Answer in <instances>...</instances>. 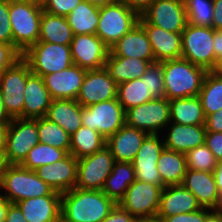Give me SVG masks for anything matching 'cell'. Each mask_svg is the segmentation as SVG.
Returning a JSON list of instances; mask_svg holds the SVG:
<instances>
[{
    "instance_id": "1",
    "label": "cell",
    "mask_w": 222,
    "mask_h": 222,
    "mask_svg": "<svg viewBox=\"0 0 222 222\" xmlns=\"http://www.w3.org/2000/svg\"><path fill=\"white\" fill-rule=\"evenodd\" d=\"M115 205L102 190L74 187L61 194V222H102Z\"/></svg>"
},
{
    "instance_id": "2",
    "label": "cell",
    "mask_w": 222,
    "mask_h": 222,
    "mask_svg": "<svg viewBox=\"0 0 222 222\" xmlns=\"http://www.w3.org/2000/svg\"><path fill=\"white\" fill-rule=\"evenodd\" d=\"M162 70L168 100L198 96L208 73L183 58L162 61Z\"/></svg>"
},
{
    "instance_id": "3",
    "label": "cell",
    "mask_w": 222,
    "mask_h": 222,
    "mask_svg": "<svg viewBox=\"0 0 222 222\" xmlns=\"http://www.w3.org/2000/svg\"><path fill=\"white\" fill-rule=\"evenodd\" d=\"M1 190H4L2 194ZM54 190L37 176L35 171L20 165L5 166L0 185L1 196L10 203H17L32 197L50 195Z\"/></svg>"
},
{
    "instance_id": "4",
    "label": "cell",
    "mask_w": 222,
    "mask_h": 222,
    "mask_svg": "<svg viewBox=\"0 0 222 222\" xmlns=\"http://www.w3.org/2000/svg\"><path fill=\"white\" fill-rule=\"evenodd\" d=\"M42 13L43 8L32 1L9 2L13 46L21 54L38 42Z\"/></svg>"
},
{
    "instance_id": "5",
    "label": "cell",
    "mask_w": 222,
    "mask_h": 222,
    "mask_svg": "<svg viewBox=\"0 0 222 222\" xmlns=\"http://www.w3.org/2000/svg\"><path fill=\"white\" fill-rule=\"evenodd\" d=\"M22 58L29 64L31 72L38 76L62 71L74 64L70 45L38 41L31 45Z\"/></svg>"
},
{
    "instance_id": "6",
    "label": "cell",
    "mask_w": 222,
    "mask_h": 222,
    "mask_svg": "<svg viewBox=\"0 0 222 222\" xmlns=\"http://www.w3.org/2000/svg\"><path fill=\"white\" fill-rule=\"evenodd\" d=\"M139 19L138 13L123 2L116 1L100 7L99 23L95 34L110 48L130 31Z\"/></svg>"
},
{
    "instance_id": "7",
    "label": "cell",
    "mask_w": 222,
    "mask_h": 222,
    "mask_svg": "<svg viewBox=\"0 0 222 222\" xmlns=\"http://www.w3.org/2000/svg\"><path fill=\"white\" fill-rule=\"evenodd\" d=\"M181 34V58L190 61L193 65L211 71L217 61L212 46L214 29L188 23Z\"/></svg>"
},
{
    "instance_id": "8",
    "label": "cell",
    "mask_w": 222,
    "mask_h": 222,
    "mask_svg": "<svg viewBox=\"0 0 222 222\" xmlns=\"http://www.w3.org/2000/svg\"><path fill=\"white\" fill-rule=\"evenodd\" d=\"M31 74L30 66L23 58L0 74V91L11 118H23L24 89Z\"/></svg>"
},
{
    "instance_id": "9",
    "label": "cell",
    "mask_w": 222,
    "mask_h": 222,
    "mask_svg": "<svg viewBox=\"0 0 222 222\" xmlns=\"http://www.w3.org/2000/svg\"><path fill=\"white\" fill-rule=\"evenodd\" d=\"M82 126L99 132L105 139L126 124L125 110L117 98L82 106Z\"/></svg>"
},
{
    "instance_id": "10",
    "label": "cell",
    "mask_w": 222,
    "mask_h": 222,
    "mask_svg": "<svg viewBox=\"0 0 222 222\" xmlns=\"http://www.w3.org/2000/svg\"><path fill=\"white\" fill-rule=\"evenodd\" d=\"M38 143L37 118H12L7 131L6 164L20 165Z\"/></svg>"
},
{
    "instance_id": "11",
    "label": "cell",
    "mask_w": 222,
    "mask_h": 222,
    "mask_svg": "<svg viewBox=\"0 0 222 222\" xmlns=\"http://www.w3.org/2000/svg\"><path fill=\"white\" fill-rule=\"evenodd\" d=\"M125 120L126 125L147 134H159L171 122L169 100L162 97L129 108L125 111Z\"/></svg>"
},
{
    "instance_id": "12",
    "label": "cell",
    "mask_w": 222,
    "mask_h": 222,
    "mask_svg": "<svg viewBox=\"0 0 222 222\" xmlns=\"http://www.w3.org/2000/svg\"><path fill=\"white\" fill-rule=\"evenodd\" d=\"M163 187L135 180L130 184L118 205L139 221L156 217Z\"/></svg>"
},
{
    "instance_id": "13",
    "label": "cell",
    "mask_w": 222,
    "mask_h": 222,
    "mask_svg": "<svg viewBox=\"0 0 222 222\" xmlns=\"http://www.w3.org/2000/svg\"><path fill=\"white\" fill-rule=\"evenodd\" d=\"M76 188L102 190L107 177L111 174L115 158L111 150L105 146L100 151L77 159Z\"/></svg>"
},
{
    "instance_id": "14",
    "label": "cell",
    "mask_w": 222,
    "mask_h": 222,
    "mask_svg": "<svg viewBox=\"0 0 222 222\" xmlns=\"http://www.w3.org/2000/svg\"><path fill=\"white\" fill-rule=\"evenodd\" d=\"M140 24H151L162 29L182 33L188 24L183 0H156L141 15Z\"/></svg>"
},
{
    "instance_id": "15",
    "label": "cell",
    "mask_w": 222,
    "mask_h": 222,
    "mask_svg": "<svg viewBox=\"0 0 222 222\" xmlns=\"http://www.w3.org/2000/svg\"><path fill=\"white\" fill-rule=\"evenodd\" d=\"M160 136V134H148L146 136L132 161V165L136 180L159 185L164 188L165 185L156 167L160 154L165 148L164 141Z\"/></svg>"
},
{
    "instance_id": "16",
    "label": "cell",
    "mask_w": 222,
    "mask_h": 222,
    "mask_svg": "<svg viewBox=\"0 0 222 222\" xmlns=\"http://www.w3.org/2000/svg\"><path fill=\"white\" fill-rule=\"evenodd\" d=\"M72 60L85 70L105 67L110 48L96 34L74 35L70 44Z\"/></svg>"
},
{
    "instance_id": "17",
    "label": "cell",
    "mask_w": 222,
    "mask_h": 222,
    "mask_svg": "<svg viewBox=\"0 0 222 222\" xmlns=\"http://www.w3.org/2000/svg\"><path fill=\"white\" fill-rule=\"evenodd\" d=\"M117 98V83L104 68L86 70L83 84L76 100L82 106Z\"/></svg>"
},
{
    "instance_id": "18",
    "label": "cell",
    "mask_w": 222,
    "mask_h": 222,
    "mask_svg": "<svg viewBox=\"0 0 222 222\" xmlns=\"http://www.w3.org/2000/svg\"><path fill=\"white\" fill-rule=\"evenodd\" d=\"M77 171V159L69 153L65 158L54 164L39 167L35 170V173L54 191L62 194L76 186Z\"/></svg>"
},
{
    "instance_id": "19",
    "label": "cell",
    "mask_w": 222,
    "mask_h": 222,
    "mask_svg": "<svg viewBox=\"0 0 222 222\" xmlns=\"http://www.w3.org/2000/svg\"><path fill=\"white\" fill-rule=\"evenodd\" d=\"M85 74V69L73 64L62 71L43 75L42 78L52 99L76 100Z\"/></svg>"
},
{
    "instance_id": "20",
    "label": "cell",
    "mask_w": 222,
    "mask_h": 222,
    "mask_svg": "<svg viewBox=\"0 0 222 222\" xmlns=\"http://www.w3.org/2000/svg\"><path fill=\"white\" fill-rule=\"evenodd\" d=\"M182 185L192 192L202 207L220 209L222 199L213 172L187 169Z\"/></svg>"
},
{
    "instance_id": "21",
    "label": "cell",
    "mask_w": 222,
    "mask_h": 222,
    "mask_svg": "<svg viewBox=\"0 0 222 222\" xmlns=\"http://www.w3.org/2000/svg\"><path fill=\"white\" fill-rule=\"evenodd\" d=\"M203 207L183 185L165 186L162 189L156 217L164 219L182 213L198 211Z\"/></svg>"
},
{
    "instance_id": "22",
    "label": "cell",
    "mask_w": 222,
    "mask_h": 222,
    "mask_svg": "<svg viewBox=\"0 0 222 222\" xmlns=\"http://www.w3.org/2000/svg\"><path fill=\"white\" fill-rule=\"evenodd\" d=\"M28 222H61V194L32 197L16 203Z\"/></svg>"
},
{
    "instance_id": "23",
    "label": "cell",
    "mask_w": 222,
    "mask_h": 222,
    "mask_svg": "<svg viewBox=\"0 0 222 222\" xmlns=\"http://www.w3.org/2000/svg\"><path fill=\"white\" fill-rule=\"evenodd\" d=\"M109 53L116 57H133L155 62L148 35L139 22L110 47Z\"/></svg>"
},
{
    "instance_id": "24",
    "label": "cell",
    "mask_w": 222,
    "mask_h": 222,
    "mask_svg": "<svg viewBox=\"0 0 222 222\" xmlns=\"http://www.w3.org/2000/svg\"><path fill=\"white\" fill-rule=\"evenodd\" d=\"M172 123V124H171ZM166 138H163L166 149L187 153L198 146L205 144V125H183L170 122Z\"/></svg>"
},
{
    "instance_id": "25",
    "label": "cell",
    "mask_w": 222,
    "mask_h": 222,
    "mask_svg": "<svg viewBox=\"0 0 222 222\" xmlns=\"http://www.w3.org/2000/svg\"><path fill=\"white\" fill-rule=\"evenodd\" d=\"M148 134L128 125H123L107 139L106 146L111 150L115 161L132 162Z\"/></svg>"
},
{
    "instance_id": "26",
    "label": "cell",
    "mask_w": 222,
    "mask_h": 222,
    "mask_svg": "<svg viewBox=\"0 0 222 222\" xmlns=\"http://www.w3.org/2000/svg\"><path fill=\"white\" fill-rule=\"evenodd\" d=\"M150 41L155 61L179 59L182 54V34L169 32L151 24H141Z\"/></svg>"
},
{
    "instance_id": "27",
    "label": "cell",
    "mask_w": 222,
    "mask_h": 222,
    "mask_svg": "<svg viewBox=\"0 0 222 222\" xmlns=\"http://www.w3.org/2000/svg\"><path fill=\"white\" fill-rule=\"evenodd\" d=\"M52 98L41 76L31 74L24 89L23 118H40L47 114Z\"/></svg>"
},
{
    "instance_id": "28",
    "label": "cell",
    "mask_w": 222,
    "mask_h": 222,
    "mask_svg": "<svg viewBox=\"0 0 222 222\" xmlns=\"http://www.w3.org/2000/svg\"><path fill=\"white\" fill-rule=\"evenodd\" d=\"M45 117L71 135L82 126V105L73 99H53Z\"/></svg>"
},
{
    "instance_id": "29",
    "label": "cell",
    "mask_w": 222,
    "mask_h": 222,
    "mask_svg": "<svg viewBox=\"0 0 222 222\" xmlns=\"http://www.w3.org/2000/svg\"><path fill=\"white\" fill-rule=\"evenodd\" d=\"M151 62L133 57H116L108 54L105 69L117 85L140 78Z\"/></svg>"
},
{
    "instance_id": "30",
    "label": "cell",
    "mask_w": 222,
    "mask_h": 222,
    "mask_svg": "<svg viewBox=\"0 0 222 222\" xmlns=\"http://www.w3.org/2000/svg\"><path fill=\"white\" fill-rule=\"evenodd\" d=\"M156 167L165 186L182 185L187 170L186 154L164 148Z\"/></svg>"
},
{
    "instance_id": "31",
    "label": "cell",
    "mask_w": 222,
    "mask_h": 222,
    "mask_svg": "<svg viewBox=\"0 0 222 222\" xmlns=\"http://www.w3.org/2000/svg\"><path fill=\"white\" fill-rule=\"evenodd\" d=\"M170 120L183 125H205L204 114L200 98L189 97L169 100Z\"/></svg>"
},
{
    "instance_id": "32",
    "label": "cell",
    "mask_w": 222,
    "mask_h": 222,
    "mask_svg": "<svg viewBox=\"0 0 222 222\" xmlns=\"http://www.w3.org/2000/svg\"><path fill=\"white\" fill-rule=\"evenodd\" d=\"M73 36L66 17L54 15L43 10L38 41L70 45Z\"/></svg>"
},
{
    "instance_id": "33",
    "label": "cell",
    "mask_w": 222,
    "mask_h": 222,
    "mask_svg": "<svg viewBox=\"0 0 222 222\" xmlns=\"http://www.w3.org/2000/svg\"><path fill=\"white\" fill-rule=\"evenodd\" d=\"M135 180V171L132 162L116 161L102 191L108 198L118 204L124 197L130 184Z\"/></svg>"
},
{
    "instance_id": "34",
    "label": "cell",
    "mask_w": 222,
    "mask_h": 222,
    "mask_svg": "<svg viewBox=\"0 0 222 222\" xmlns=\"http://www.w3.org/2000/svg\"><path fill=\"white\" fill-rule=\"evenodd\" d=\"M100 7L81 1L66 17L73 35L95 34L99 23Z\"/></svg>"
},
{
    "instance_id": "35",
    "label": "cell",
    "mask_w": 222,
    "mask_h": 222,
    "mask_svg": "<svg viewBox=\"0 0 222 222\" xmlns=\"http://www.w3.org/2000/svg\"><path fill=\"white\" fill-rule=\"evenodd\" d=\"M105 139L99 132L81 126L71 134L70 151L76 159L92 155L106 146Z\"/></svg>"
},
{
    "instance_id": "36",
    "label": "cell",
    "mask_w": 222,
    "mask_h": 222,
    "mask_svg": "<svg viewBox=\"0 0 222 222\" xmlns=\"http://www.w3.org/2000/svg\"><path fill=\"white\" fill-rule=\"evenodd\" d=\"M117 100L126 111L153 100L146 86V74L140 78L117 85Z\"/></svg>"
},
{
    "instance_id": "37",
    "label": "cell",
    "mask_w": 222,
    "mask_h": 222,
    "mask_svg": "<svg viewBox=\"0 0 222 222\" xmlns=\"http://www.w3.org/2000/svg\"><path fill=\"white\" fill-rule=\"evenodd\" d=\"M202 108L205 116L217 112L222 108V77L211 71L206 74L202 88L199 92Z\"/></svg>"
},
{
    "instance_id": "38",
    "label": "cell",
    "mask_w": 222,
    "mask_h": 222,
    "mask_svg": "<svg viewBox=\"0 0 222 222\" xmlns=\"http://www.w3.org/2000/svg\"><path fill=\"white\" fill-rule=\"evenodd\" d=\"M67 155L68 153L65 150L39 142L29 151L20 166L35 171L39 167L54 164Z\"/></svg>"
},
{
    "instance_id": "39",
    "label": "cell",
    "mask_w": 222,
    "mask_h": 222,
    "mask_svg": "<svg viewBox=\"0 0 222 222\" xmlns=\"http://www.w3.org/2000/svg\"><path fill=\"white\" fill-rule=\"evenodd\" d=\"M37 129L40 143L65 150L69 154L71 135L58 124L44 116L37 118Z\"/></svg>"
},
{
    "instance_id": "40",
    "label": "cell",
    "mask_w": 222,
    "mask_h": 222,
    "mask_svg": "<svg viewBox=\"0 0 222 222\" xmlns=\"http://www.w3.org/2000/svg\"><path fill=\"white\" fill-rule=\"evenodd\" d=\"M189 24L212 27L213 0H183Z\"/></svg>"
},
{
    "instance_id": "41",
    "label": "cell",
    "mask_w": 222,
    "mask_h": 222,
    "mask_svg": "<svg viewBox=\"0 0 222 222\" xmlns=\"http://www.w3.org/2000/svg\"><path fill=\"white\" fill-rule=\"evenodd\" d=\"M187 169L213 172L218 164L211 150L205 145L198 146L186 153Z\"/></svg>"
},
{
    "instance_id": "42",
    "label": "cell",
    "mask_w": 222,
    "mask_h": 222,
    "mask_svg": "<svg viewBox=\"0 0 222 222\" xmlns=\"http://www.w3.org/2000/svg\"><path fill=\"white\" fill-rule=\"evenodd\" d=\"M146 86L153 99L164 97L165 88L163 80L162 62L150 63L146 72Z\"/></svg>"
},
{
    "instance_id": "43",
    "label": "cell",
    "mask_w": 222,
    "mask_h": 222,
    "mask_svg": "<svg viewBox=\"0 0 222 222\" xmlns=\"http://www.w3.org/2000/svg\"><path fill=\"white\" fill-rule=\"evenodd\" d=\"M0 42L13 45V32L9 20V1L0 0Z\"/></svg>"
},
{
    "instance_id": "44",
    "label": "cell",
    "mask_w": 222,
    "mask_h": 222,
    "mask_svg": "<svg viewBox=\"0 0 222 222\" xmlns=\"http://www.w3.org/2000/svg\"><path fill=\"white\" fill-rule=\"evenodd\" d=\"M82 0H49L43 10L58 16L67 17Z\"/></svg>"
},
{
    "instance_id": "45",
    "label": "cell",
    "mask_w": 222,
    "mask_h": 222,
    "mask_svg": "<svg viewBox=\"0 0 222 222\" xmlns=\"http://www.w3.org/2000/svg\"><path fill=\"white\" fill-rule=\"evenodd\" d=\"M21 58L22 54L13 45L0 42V74Z\"/></svg>"
},
{
    "instance_id": "46",
    "label": "cell",
    "mask_w": 222,
    "mask_h": 222,
    "mask_svg": "<svg viewBox=\"0 0 222 222\" xmlns=\"http://www.w3.org/2000/svg\"><path fill=\"white\" fill-rule=\"evenodd\" d=\"M213 209L203 207L191 213H182L165 217V222H205L206 218L213 212Z\"/></svg>"
},
{
    "instance_id": "47",
    "label": "cell",
    "mask_w": 222,
    "mask_h": 222,
    "mask_svg": "<svg viewBox=\"0 0 222 222\" xmlns=\"http://www.w3.org/2000/svg\"><path fill=\"white\" fill-rule=\"evenodd\" d=\"M205 145L211 150L218 162L222 161V132L207 131Z\"/></svg>"
},
{
    "instance_id": "48",
    "label": "cell",
    "mask_w": 222,
    "mask_h": 222,
    "mask_svg": "<svg viewBox=\"0 0 222 222\" xmlns=\"http://www.w3.org/2000/svg\"><path fill=\"white\" fill-rule=\"evenodd\" d=\"M102 222H139V220L116 204Z\"/></svg>"
},
{
    "instance_id": "49",
    "label": "cell",
    "mask_w": 222,
    "mask_h": 222,
    "mask_svg": "<svg viewBox=\"0 0 222 222\" xmlns=\"http://www.w3.org/2000/svg\"><path fill=\"white\" fill-rule=\"evenodd\" d=\"M206 131L222 132V108L206 117Z\"/></svg>"
},
{
    "instance_id": "50",
    "label": "cell",
    "mask_w": 222,
    "mask_h": 222,
    "mask_svg": "<svg viewBox=\"0 0 222 222\" xmlns=\"http://www.w3.org/2000/svg\"><path fill=\"white\" fill-rule=\"evenodd\" d=\"M4 222H28L16 203H9Z\"/></svg>"
},
{
    "instance_id": "51",
    "label": "cell",
    "mask_w": 222,
    "mask_h": 222,
    "mask_svg": "<svg viewBox=\"0 0 222 222\" xmlns=\"http://www.w3.org/2000/svg\"><path fill=\"white\" fill-rule=\"evenodd\" d=\"M127 7L134 10L136 13L141 15L150 5L156 0H120Z\"/></svg>"
},
{
    "instance_id": "52",
    "label": "cell",
    "mask_w": 222,
    "mask_h": 222,
    "mask_svg": "<svg viewBox=\"0 0 222 222\" xmlns=\"http://www.w3.org/2000/svg\"><path fill=\"white\" fill-rule=\"evenodd\" d=\"M212 28L222 29V0H213Z\"/></svg>"
},
{
    "instance_id": "53",
    "label": "cell",
    "mask_w": 222,
    "mask_h": 222,
    "mask_svg": "<svg viewBox=\"0 0 222 222\" xmlns=\"http://www.w3.org/2000/svg\"><path fill=\"white\" fill-rule=\"evenodd\" d=\"M213 50L216 60L222 56V29L214 30Z\"/></svg>"
},
{
    "instance_id": "54",
    "label": "cell",
    "mask_w": 222,
    "mask_h": 222,
    "mask_svg": "<svg viewBox=\"0 0 222 222\" xmlns=\"http://www.w3.org/2000/svg\"><path fill=\"white\" fill-rule=\"evenodd\" d=\"M213 174L216 181L218 193L222 199V161L218 162L215 170L213 171Z\"/></svg>"
},
{
    "instance_id": "55",
    "label": "cell",
    "mask_w": 222,
    "mask_h": 222,
    "mask_svg": "<svg viewBox=\"0 0 222 222\" xmlns=\"http://www.w3.org/2000/svg\"><path fill=\"white\" fill-rule=\"evenodd\" d=\"M11 121H12V118L7 113L4 107V102H3L2 94L0 91V125H9Z\"/></svg>"
},
{
    "instance_id": "56",
    "label": "cell",
    "mask_w": 222,
    "mask_h": 222,
    "mask_svg": "<svg viewBox=\"0 0 222 222\" xmlns=\"http://www.w3.org/2000/svg\"><path fill=\"white\" fill-rule=\"evenodd\" d=\"M8 125H0V154L5 155Z\"/></svg>"
},
{
    "instance_id": "57",
    "label": "cell",
    "mask_w": 222,
    "mask_h": 222,
    "mask_svg": "<svg viewBox=\"0 0 222 222\" xmlns=\"http://www.w3.org/2000/svg\"><path fill=\"white\" fill-rule=\"evenodd\" d=\"M9 201L0 195V222H4Z\"/></svg>"
},
{
    "instance_id": "58",
    "label": "cell",
    "mask_w": 222,
    "mask_h": 222,
    "mask_svg": "<svg viewBox=\"0 0 222 222\" xmlns=\"http://www.w3.org/2000/svg\"><path fill=\"white\" fill-rule=\"evenodd\" d=\"M205 222H222V214L214 210L205 220Z\"/></svg>"
},
{
    "instance_id": "59",
    "label": "cell",
    "mask_w": 222,
    "mask_h": 222,
    "mask_svg": "<svg viewBox=\"0 0 222 222\" xmlns=\"http://www.w3.org/2000/svg\"><path fill=\"white\" fill-rule=\"evenodd\" d=\"M211 72L217 76L222 77V56L217 59L216 64Z\"/></svg>"
},
{
    "instance_id": "60",
    "label": "cell",
    "mask_w": 222,
    "mask_h": 222,
    "mask_svg": "<svg viewBox=\"0 0 222 222\" xmlns=\"http://www.w3.org/2000/svg\"><path fill=\"white\" fill-rule=\"evenodd\" d=\"M83 1L91 3L92 5H95L98 7H102V6L116 2L115 0H83Z\"/></svg>"
},
{
    "instance_id": "61",
    "label": "cell",
    "mask_w": 222,
    "mask_h": 222,
    "mask_svg": "<svg viewBox=\"0 0 222 222\" xmlns=\"http://www.w3.org/2000/svg\"><path fill=\"white\" fill-rule=\"evenodd\" d=\"M6 165L7 164H6L4 156L2 154H0V185H1V180H2V174L4 172Z\"/></svg>"
},
{
    "instance_id": "62",
    "label": "cell",
    "mask_w": 222,
    "mask_h": 222,
    "mask_svg": "<svg viewBox=\"0 0 222 222\" xmlns=\"http://www.w3.org/2000/svg\"><path fill=\"white\" fill-rule=\"evenodd\" d=\"M139 222H165V221L164 219L158 217H152V218L142 219Z\"/></svg>"
},
{
    "instance_id": "63",
    "label": "cell",
    "mask_w": 222,
    "mask_h": 222,
    "mask_svg": "<svg viewBox=\"0 0 222 222\" xmlns=\"http://www.w3.org/2000/svg\"><path fill=\"white\" fill-rule=\"evenodd\" d=\"M48 1L49 0H32V2H34L36 5L42 8L47 4Z\"/></svg>"
},
{
    "instance_id": "64",
    "label": "cell",
    "mask_w": 222,
    "mask_h": 222,
    "mask_svg": "<svg viewBox=\"0 0 222 222\" xmlns=\"http://www.w3.org/2000/svg\"><path fill=\"white\" fill-rule=\"evenodd\" d=\"M9 2H16V1H32V0H7Z\"/></svg>"
},
{
    "instance_id": "65",
    "label": "cell",
    "mask_w": 222,
    "mask_h": 222,
    "mask_svg": "<svg viewBox=\"0 0 222 222\" xmlns=\"http://www.w3.org/2000/svg\"><path fill=\"white\" fill-rule=\"evenodd\" d=\"M218 211L222 214V204H221V207Z\"/></svg>"
}]
</instances>
